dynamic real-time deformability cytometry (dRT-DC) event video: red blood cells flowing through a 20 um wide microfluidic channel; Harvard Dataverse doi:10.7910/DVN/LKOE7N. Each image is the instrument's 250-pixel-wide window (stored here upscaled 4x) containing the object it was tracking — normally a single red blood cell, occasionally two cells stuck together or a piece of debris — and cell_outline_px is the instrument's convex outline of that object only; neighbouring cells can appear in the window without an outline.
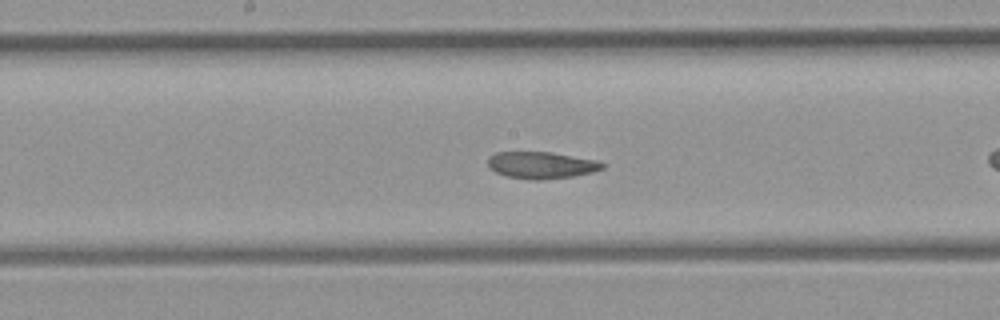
{"species": "common noctule bat (a hibernating species)", "species_latin": "Nyctalus noctula", "temperature_condition": "room temperature", "stored_images_in_passage": 18, "camera_frame_rate_fps": 3000, "um_per_image_px": 0.085, "animal": {"sex": "female", "body_mass_g": 21.9}, "frame": {"image": 1, "passage_image": 13, "time_ms": 4.0, "image_size_px": [1000, 320], "cell_outline_px": [[604, 168], [592, 172], [572, 176], [540, 180], [532, 180], [504, 176], [488, 168], [488, 156], [496, 152], [552, 152], [596, 160], [604, 164]], "centroid_in_image_um": [45.97, 14.03], "position_along_channel_um": 202.2, "area_um2": 17.98}}
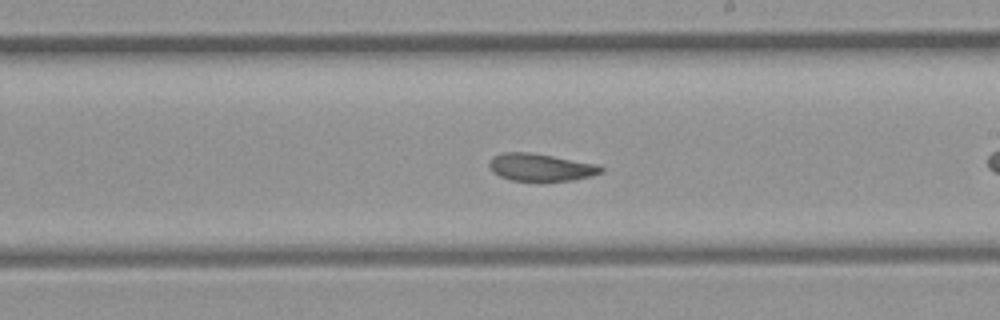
{"frame": {"image": 2, "passage_image": 16, "time_ms": 5.0, "image_size_px": [1000, 320], "cell_outline_px": [[604, 172], [592, 176], [572, 180], [512, 180], [500, 176], [488, 164], [492, 156], [504, 152], [528, 152], [600, 164], [604, 168]], "centroid_in_image_um": [46.03, 14.2], "position_along_channel_um": 243.0, "area_um2": 17.69}}